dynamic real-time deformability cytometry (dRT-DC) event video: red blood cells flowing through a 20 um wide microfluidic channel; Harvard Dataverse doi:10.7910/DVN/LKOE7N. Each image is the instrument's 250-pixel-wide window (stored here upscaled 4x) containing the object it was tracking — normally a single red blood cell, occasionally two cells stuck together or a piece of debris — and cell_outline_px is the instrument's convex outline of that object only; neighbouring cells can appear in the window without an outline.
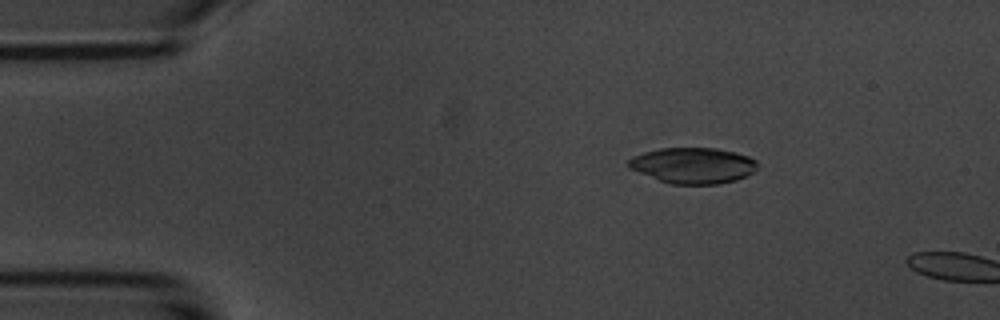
{"species": "common noctule bat (a hibernating species)", "species_latin": "Nyctalus noctula", "temperature_condition": "room temperature", "stored_images_in_passage": 4, "camera_frame_rate_fps": 3000, "um_per_image_px": 0.085, "animal": {"sex": "male", "body_mass_g": 20.1, "forearm_length_mm": 53.5}, "frame": {"image": 1, "passage_image": 3, "time_ms": 2.333, "image_size_px": [1000, 320], "cell_outline_px": [[756, 168], [752, 172], [736, 180], [716, 184], [672, 184], [660, 180], [628, 168], [628, 160], [632, 156], [644, 152], [660, 148], [716, 148], [736, 152], [748, 156], [756, 160]], "centroid_in_image_um": [58.89, 14.05], "position_along_channel_um": 26.1, "area_um2": 26.76}}